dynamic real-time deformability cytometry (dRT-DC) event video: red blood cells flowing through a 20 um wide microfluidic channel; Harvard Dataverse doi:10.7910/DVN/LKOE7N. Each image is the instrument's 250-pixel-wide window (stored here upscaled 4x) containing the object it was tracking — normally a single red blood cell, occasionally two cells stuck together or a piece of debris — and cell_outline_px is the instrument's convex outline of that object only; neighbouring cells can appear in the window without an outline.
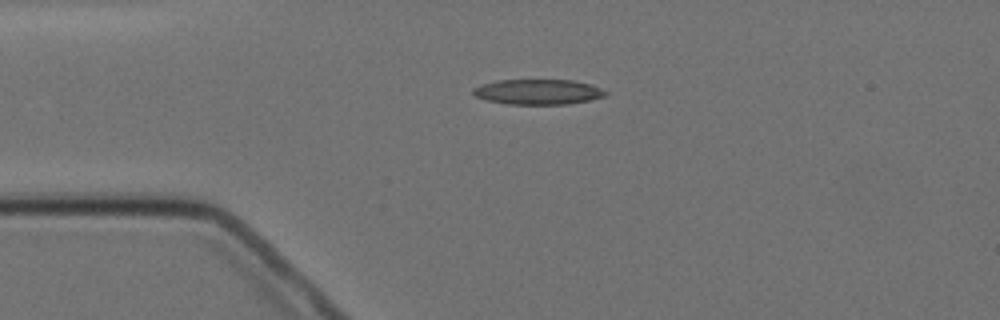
{"species": "Egyptian fruit bat (a non-hibernating species)", "species_latin": "Rousettus aegyptiacus", "temperature_condition": "cold", "stored_images_in_passage": 14, "camera_frame_rate_fps": 3000, "um_per_image_px": 0.085, "animal": {"sex": "female"}, "frame": {"image": 1, "passage_image": 3, "time_ms": 3.0, "image_size_px": [1000, 320], "cell_outline_px": [[608, 92], [604, 96], [588, 100], [568, 104], [504, 104], [484, 100], [476, 96], [472, 92], [472, 88], [480, 84], [496, 80], [576, 80], [592, 84]], "centroid_in_image_um": [45.69, 7.8], "position_along_channel_um": 39.3, "area_um2": 19.65}}
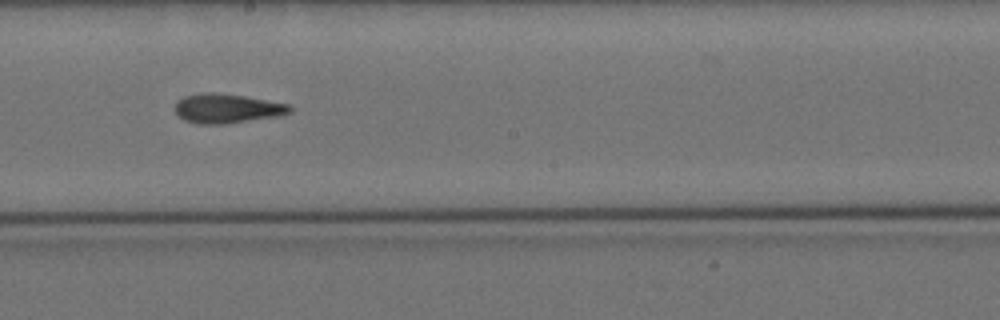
{"frame": {"image": 2, "passage_image": 8, "time_ms": 9.0, "image_size_px": [1000, 320], "cell_outline_px": [[292, 112], [280, 116], [224, 124], [196, 124], [184, 120], [176, 112], [176, 100], [184, 96], [204, 92], [212, 92], [244, 96], [292, 104]], "centroid_in_image_um": [19.33, 9.22], "position_along_channel_um": 228.9, "area_um2": 19.83}}
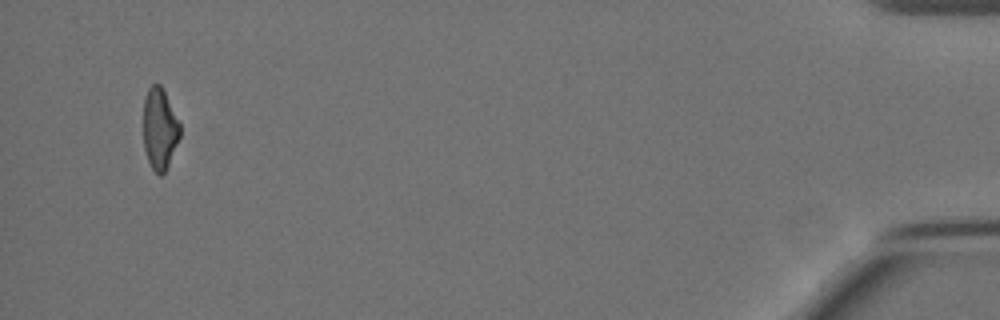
{"frame": {"image": 3, "passage_image": 14, "time_ms": 17.0, "image_size_px": [1000, 320], "cell_outline_px": [[180, 136], [168, 164], [164, 172], [160, 176], [152, 168], [148, 160], [144, 148], [144, 96], [148, 88], [152, 84], [160, 84], [180, 124]], "centroid_in_image_um": [13.56, 10.93], "position_along_channel_um": 421.6, "area_um2": 16.99}, "authors_computed_cell_mechanics": {"area_um2": 19.2474, "velocity_mm_per_s": 3.5048, "shape_relaxation_time_tau1_ms": 4.3191, "shape_relaxation_time_tau2_ms": 4.2196, "deformation_change_tau1": 0.1416, "deformation_change_tau2": 0.1238}}